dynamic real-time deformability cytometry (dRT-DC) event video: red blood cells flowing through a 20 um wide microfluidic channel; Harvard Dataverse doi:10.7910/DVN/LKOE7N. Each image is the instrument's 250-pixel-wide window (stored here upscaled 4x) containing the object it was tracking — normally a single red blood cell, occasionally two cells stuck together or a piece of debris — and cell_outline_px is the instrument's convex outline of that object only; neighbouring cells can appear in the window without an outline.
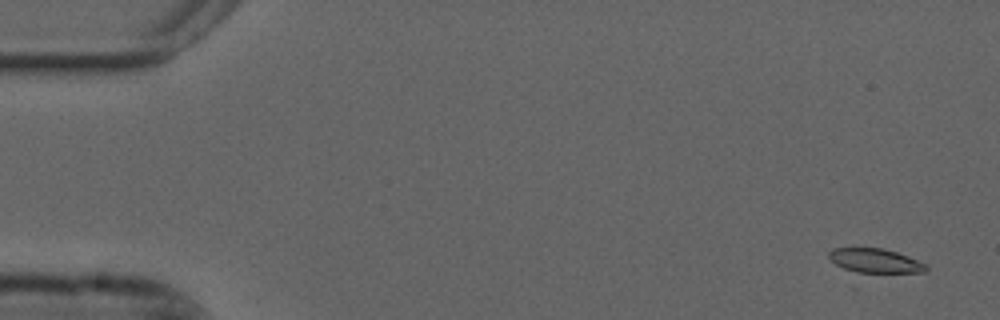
{"species": "common noctule bat (a hibernating species)", "species_latin": "Nyctalus noctula", "temperature_condition": "cold", "stored_images_in_passage": 56, "camera_frame_rate_fps": 3000, "um_per_image_px": 0.085, "animal": {"sex": "male", "forearm_length_mm": 52.5}, "frame": {"image": 1, "passage_image": 3, "time_ms": 0.667, "image_size_px": [1000, 320], "cell_outline_px": [[928, 268], [924, 272], [864, 276], [860, 276], [836, 264], [828, 256], [828, 252], [832, 248], [884, 248], [908, 256], [924, 264]], "centroid_in_image_um": [74.37, 22.23], "position_along_channel_um": 10.6, "area_um2": 14.57}}
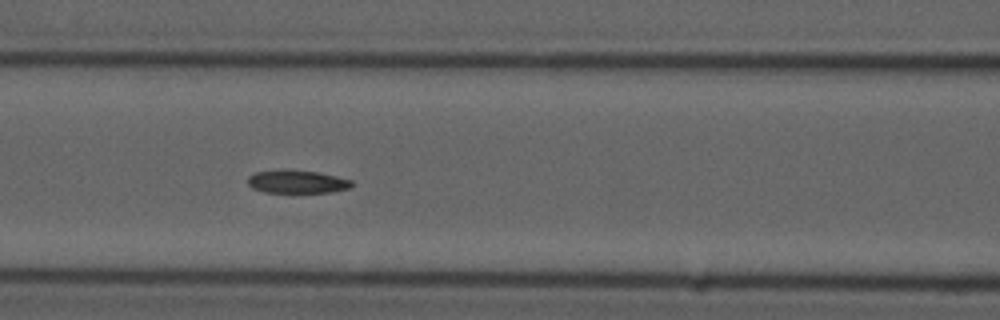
{"frame": {"image": 2, "passage_image": 24, "time_ms": 7.667, "image_size_px": [1000, 320], "cell_outline_px": [[356, 184], [348, 188], [328, 192], [264, 192], [252, 188], [248, 184], [248, 176], [256, 172], [320, 172], [352, 180]], "centroid_in_image_um": [25.3, 15.48], "position_along_channel_um": 141.3, "area_um2": 13.29}}
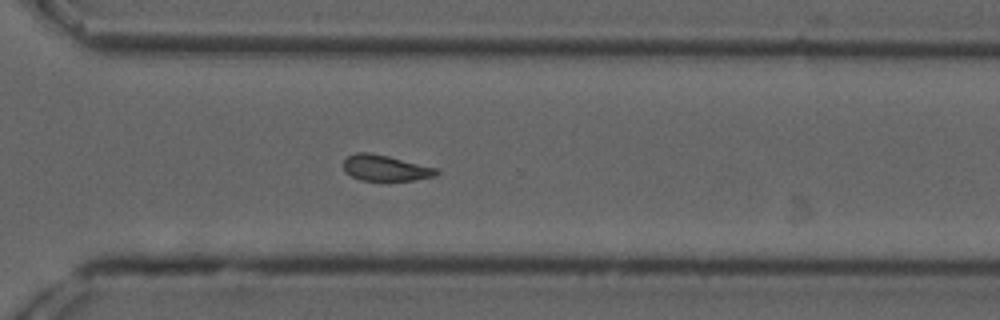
{"frame": {"image": 3, "passage_image": 40, "time_ms": 13.0, "image_size_px": [1000, 320], "cell_outline_px": [[440, 172], [436, 176], [412, 180], [360, 180], [344, 172], [344, 160], [348, 156], [356, 152], [368, 152], [388, 156], [436, 168]], "centroid_in_image_um": [32.74, 14.28], "position_along_channel_um": 337.9, "area_um2": 13.87}, "authors_computed_cell_mechanics": {"area_um2": 14.8257, "velocity_mm_per_s": 3.6872, "shape_relaxation_time_tau1_ms": 11.39, "shape_relaxation_time_tau2_ms": 8.0644, "deformation_change_tau1": 0.2018, "deformation_change_tau2": 0.1341}}